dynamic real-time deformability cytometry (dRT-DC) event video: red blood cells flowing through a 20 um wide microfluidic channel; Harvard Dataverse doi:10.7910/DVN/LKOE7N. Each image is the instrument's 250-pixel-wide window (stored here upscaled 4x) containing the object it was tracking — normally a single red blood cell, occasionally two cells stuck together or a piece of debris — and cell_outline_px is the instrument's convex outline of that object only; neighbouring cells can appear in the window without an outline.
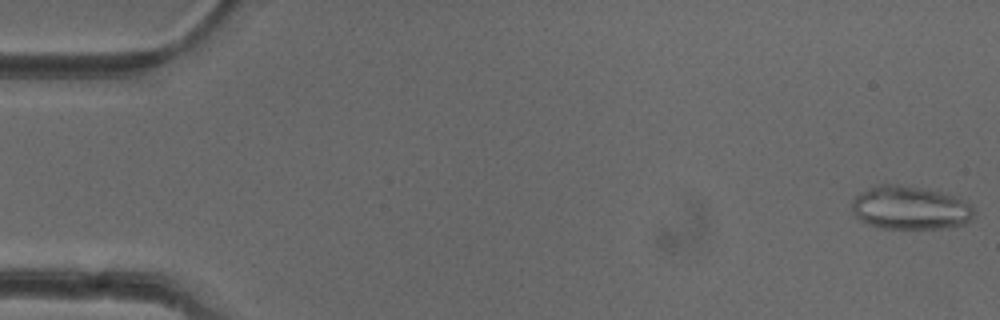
{"species": "common noctule bat (a hibernating species)", "species_latin": "Nyctalus noctula", "temperature_condition": "cold", "stored_images_in_passage": 13, "camera_frame_rate_fps": 3000, "um_per_image_px": 0.085, "animal": {"sex": "female"}, "frame": {"image": 1, "passage_image": 1, "time_ms": 0.0, "image_size_px": [1000, 320], "cell_outline_px": [[972, 216], [964, 224], [940, 228], [880, 228], [868, 224], [860, 220], [852, 212], [852, 200], [860, 192], [876, 184], [896, 184], [920, 188], [952, 196], [972, 204]], "centroid_in_image_um": [77.28, 17.66], "position_along_channel_um": 7.7, "area_um2": 30.46}}